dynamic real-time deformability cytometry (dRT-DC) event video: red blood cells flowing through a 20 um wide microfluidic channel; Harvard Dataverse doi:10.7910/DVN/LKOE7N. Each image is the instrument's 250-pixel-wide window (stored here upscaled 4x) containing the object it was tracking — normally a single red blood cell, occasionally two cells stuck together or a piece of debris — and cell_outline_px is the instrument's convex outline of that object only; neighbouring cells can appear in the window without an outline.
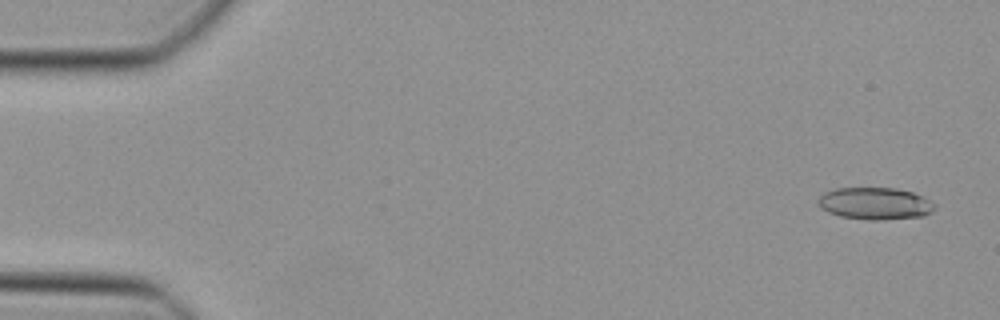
{"species": "Egyptian fruit bat (a non-hibernating species)", "species_latin": "Rousettus aegyptiacus", "temperature_condition": "cold", "stored_images_in_passage": 14, "camera_frame_rate_fps": 3000, "um_per_image_px": 0.085, "animal": {"sex": "female"}, "frame": {"image": 1, "passage_image": 2, "time_ms": 0.333, "image_size_px": [1000, 320], "cell_outline_px": [[936, 208], [932, 212], [924, 216], [880, 220], [868, 220], [840, 216], [828, 212], [820, 208], [820, 196], [824, 192], [836, 188], [896, 188], [912, 192], [924, 196], [936, 204]], "centroid_in_image_um": [74.43, 17.3], "position_along_channel_um": 10.6, "area_um2": 21.91}}
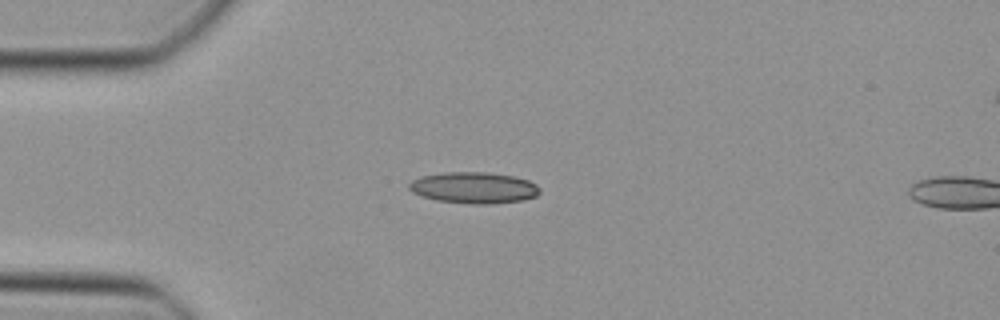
{"frame": {"image": 2, "passage_image": 12, "time_ms": 3.667, "image_size_px": [1000, 320], "cell_outline_px": [[540, 192], [536, 196], [524, 200], [492, 204], [468, 204], [436, 200], [412, 192], [408, 188], [408, 184], [412, 180], [420, 176], [444, 172], [488, 172], [512, 176], [528, 180], [536, 184], [540, 188]], "centroid_in_image_um": [40.28, 15.96], "position_along_channel_um": 44.7, "area_um2": 23.99}}